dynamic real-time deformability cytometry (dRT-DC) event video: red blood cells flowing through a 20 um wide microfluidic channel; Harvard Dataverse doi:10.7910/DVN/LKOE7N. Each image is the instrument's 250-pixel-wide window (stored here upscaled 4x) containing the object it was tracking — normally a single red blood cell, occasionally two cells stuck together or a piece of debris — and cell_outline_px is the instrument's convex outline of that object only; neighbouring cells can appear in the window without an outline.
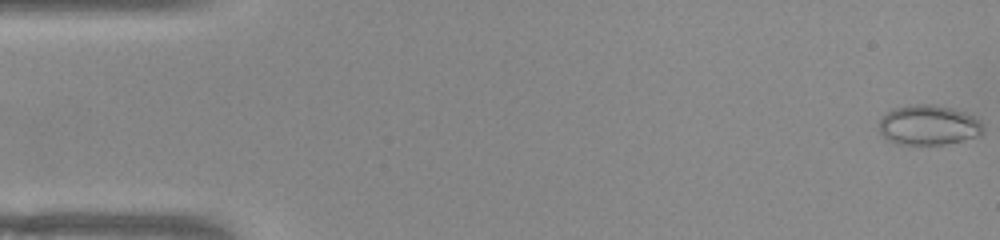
{"species": "common noctule bat (a hibernating species)", "species_latin": "Nyctalus noctula", "temperature_condition": "warm", "stored_images_in_passage": 46, "camera_frame_rate_fps": 3000, "um_per_image_px": 0.085, "animal": {"sex": "female", "body_mass_g": 22.0, "forearm_length_mm": 56.7}, "frame": {"image": 1, "passage_image": 1, "time_ms": 0.0, "image_size_px": [1000, 240], "cell_outline_px": [[984, 132], [976, 136], [944, 144], [896, 144], [888, 140], [880, 132], [880, 120], [892, 108], [912, 104], [936, 104], [952, 108], [964, 112], [980, 120], [984, 124]], "centroid_in_image_um": [78.94, 10.62], "position_along_channel_um": 6.1, "area_um2": 24.16}}
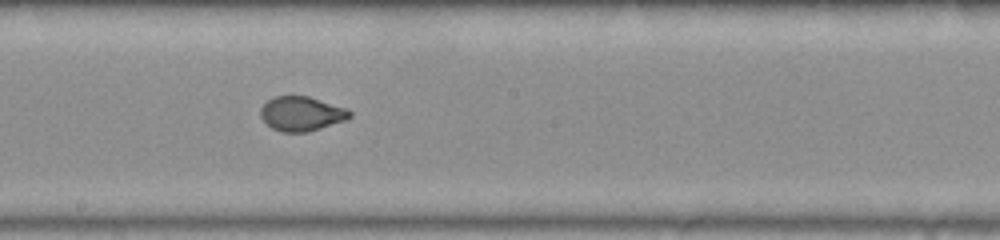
{"frame": {"image": 2, "passage_image": 28, "time_ms": 9.0, "image_size_px": [1000, 240], "cell_outline_px": [[352, 116], [344, 120], [308, 132], [280, 132], [272, 128], [260, 116], [260, 108], [268, 100], [276, 96], [308, 96], [344, 108], [352, 112]], "centroid_in_image_um": [25.59, 9.67], "position_along_channel_um": 222.6, "area_um2": 17.63}}
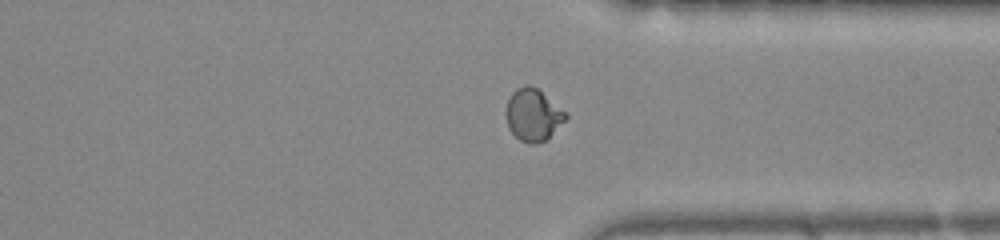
{"frame": {"image": 3, "passage_image": 39, "time_ms": 12.667, "image_size_px": [1000, 240], "cell_outline_px": [[568, 116], [544, 140], [536, 144], [528, 144], [520, 140], [508, 128], [504, 112], [508, 100], [512, 92], [516, 88], [524, 84], [528, 84], [536, 88], [568, 112]], "centroid_in_image_um": [45.27, 9.74], "position_along_channel_um": 366.1, "area_um2": 18.09}}